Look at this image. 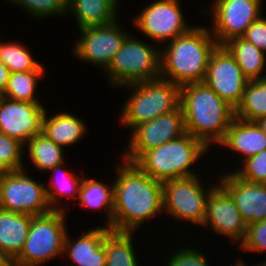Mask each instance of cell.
Returning a JSON list of instances; mask_svg holds the SVG:
<instances>
[{
  "label": "cell",
  "mask_w": 266,
  "mask_h": 266,
  "mask_svg": "<svg viewBox=\"0 0 266 266\" xmlns=\"http://www.w3.org/2000/svg\"><path fill=\"white\" fill-rule=\"evenodd\" d=\"M86 125L87 124H84L83 120L74 114L60 112L48 117L45 110L42 119L41 133L55 144L66 148L80 142L87 133Z\"/></svg>",
  "instance_id": "cell-21"
},
{
  "label": "cell",
  "mask_w": 266,
  "mask_h": 266,
  "mask_svg": "<svg viewBox=\"0 0 266 266\" xmlns=\"http://www.w3.org/2000/svg\"><path fill=\"white\" fill-rule=\"evenodd\" d=\"M256 125L266 133V117H260L254 121Z\"/></svg>",
  "instance_id": "cell-38"
},
{
  "label": "cell",
  "mask_w": 266,
  "mask_h": 266,
  "mask_svg": "<svg viewBox=\"0 0 266 266\" xmlns=\"http://www.w3.org/2000/svg\"><path fill=\"white\" fill-rule=\"evenodd\" d=\"M186 133L181 105L171 112L134 127L129 135L128 149L122 154L124 161L134 163L145 151L176 139Z\"/></svg>",
  "instance_id": "cell-11"
},
{
  "label": "cell",
  "mask_w": 266,
  "mask_h": 266,
  "mask_svg": "<svg viewBox=\"0 0 266 266\" xmlns=\"http://www.w3.org/2000/svg\"><path fill=\"white\" fill-rule=\"evenodd\" d=\"M254 266H266V261L255 263Z\"/></svg>",
  "instance_id": "cell-40"
},
{
  "label": "cell",
  "mask_w": 266,
  "mask_h": 266,
  "mask_svg": "<svg viewBox=\"0 0 266 266\" xmlns=\"http://www.w3.org/2000/svg\"><path fill=\"white\" fill-rule=\"evenodd\" d=\"M45 110L42 103L4 98L0 106V133L25 145L32 137L41 133Z\"/></svg>",
  "instance_id": "cell-16"
},
{
  "label": "cell",
  "mask_w": 266,
  "mask_h": 266,
  "mask_svg": "<svg viewBox=\"0 0 266 266\" xmlns=\"http://www.w3.org/2000/svg\"><path fill=\"white\" fill-rule=\"evenodd\" d=\"M123 87L132 91L119 117V122L127 128L133 129L180 106L181 86L161 77Z\"/></svg>",
  "instance_id": "cell-5"
},
{
  "label": "cell",
  "mask_w": 266,
  "mask_h": 266,
  "mask_svg": "<svg viewBox=\"0 0 266 266\" xmlns=\"http://www.w3.org/2000/svg\"><path fill=\"white\" fill-rule=\"evenodd\" d=\"M170 257L167 259L166 266H209L207 256L202 254L199 249L191 247H181L175 250Z\"/></svg>",
  "instance_id": "cell-35"
},
{
  "label": "cell",
  "mask_w": 266,
  "mask_h": 266,
  "mask_svg": "<svg viewBox=\"0 0 266 266\" xmlns=\"http://www.w3.org/2000/svg\"><path fill=\"white\" fill-rule=\"evenodd\" d=\"M4 98H5L4 92L0 91V106Z\"/></svg>",
  "instance_id": "cell-41"
},
{
  "label": "cell",
  "mask_w": 266,
  "mask_h": 266,
  "mask_svg": "<svg viewBox=\"0 0 266 266\" xmlns=\"http://www.w3.org/2000/svg\"><path fill=\"white\" fill-rule=\"evenodd\" d=\"M233 172L241 179L251 183L266 184V149L246 159Z\"/></svg>",
  "instance_id": "cell-33"
},
{
  "label": "cell",
  "mask_w": 266,
  "mask_h": 266,
  "mask_svg": "<svg viewBox=\"0 0 266 266\" xmlns=\"http://www.w3.org/2000/svg\"><path fill=\"white\" fill-rule=\"evenodd\" d=\"M77 203L87 209H104L107 217V227L113 231L114 183L110 186L92 178L82 179Z\"/></svg>",
  "instance_id": "cell-24"
},
{
  "label": "cell",
  "mask_w": 266,
  "mask_h": 266,
  "mask_svg": "<svg viewBox=\"0 0 266 266\" xmlns=\"http://www.w3.org/2000/svg\"><path fill=\"white\" fill-rule=\"evenodd\" d=\"M179 0H155L144 7L133 22L135 27L148 38L158 42L172 41L176 37L188 32L192 27L188 25L182 14Z\"/></svg>",
  "instance_id": "cell-13"
},
{
  "label": "cell",
  "mask_w": 266,
  "mask_h": 266,
  "mask_svg": "<svg viewBox=\"0 0 266 266\" xmlns=\"http://www.w3.org/2000/svg\"><path fill=\"white\" fill-rule=\"evenodd\" d=\"M186 132L201 140L209 149L219 144L235 117V109L204 82L181 86V100Z\"/></svg>",
  "instance_id": "cell-3"
},
{
  "label": "cell",
  "mask_w": 266,
  "mask_h": 266,
  "mask_svg": "<svg viewBox=\"0 0 266 266\" xmlns=\"http://www.w3.org/2000/svg\"><path fill=\"white\" fill-rule=\"evenodd\" d=\"M261 4L262 0H213L212 12L203 14L212 16L210 30L217 44L242 37L253 21L262 16Z\"/></svg>",
  "instance_id": "cell-10"
},
{
  "label": "cell",
  "mask_w": 266,
  "mask_h": 266,
  "mask_svg": "<svg viewBox=\"0 0 266 266\" xmlns=\"http://www.w3.org/2000/svg\"><path fill=\"white\" fill-rule=\"evenodd\" d=\"M210 150L186 132L182 136L145 151L134 164L158 181L196 176L191 166ZM193 170H191V169Z\"/></svg>",
  "instance_id": "cell-4"
},
{
  "label": "cell",
  "mask_w": 266,
  "mask_h": 266,
  "mask_svg": "<svg viewBox=\"0 0 266 266\" xmlns=\"http://www.w3.org/2000/svg\"><path fill=\"white\" fill-rule=\"evenodd\" d=\"M219 178L218 183L230 194L246 225L266 220V184L243 180L232 170Z\"/></svg>",
  "instance_id": "cell-17"
},
{
  "label": "cell",
  "mask_w": 266,
  "mask_h": 266,
  "mask_svg": "<svg viewBox=\"0 0 266 266\" xmlns=\"http://www.w3.org/2000/svg\"><path fill=\"white\" fill-rule=\"evenodd\" d=\"M25 147L28 150L32 165L38 171L48 172L57 165L65 162V149L55 144L52 140L48 139L43 133L37 134L32 137Z\"/></svg>",
  "instance_id": "cell-26"
},
{
  "label": "cell",
  "mask_w": 266,
  "mask_h": 266,
  "mask_svg": "<svg viewBox=\"0 0 266 266\" xmlns=\"http://www.w3.org/2000/svg\"><path fill=\"white\" fill-rule=\"evenodd\" d=\"M192 28L160 46V77L179 86L203 82L208 62L218 45L210 28ZM167 46V47H166Z\"/></svg>",
  "instance_id": "cell-2"
},
{
  "label": "cell",
  "mask_w": 266,
  "mask_h": 266,
  "mask_svg": "<svg viewBox=\"0 0 266 266\" xmlns=\"http://www.w3.org/2000/svg\"><path fill=\"white\" fill-rule=\"evenodd\" d=\"M233 266H247V265H245V262H243L242 258L240 259L238 258V261Z\"/></svg>",
  "instance_id": "cell-39"
},
{
  "label": "cell",
  "mask_w": 266,
  "mask_h": 266,
  "mask_svg": "<svg viewBox=\"0 0 266 266\" xmlns=\"http://www.w3.org/2000/svg\"><path fill=\"white\" fill-rule=\"evenodd\" d=\"M4 263H5V262H2V261L0 260V266H2Z\"/></svg>",
  "instance_id": "cell-43"
},
{
  "label": "cell",
  "mask_w": 266,
  "mask_h": 266,
  "mask_svg": "<svg viewBox=\"0 0 266 266\" xmlns=\"http://www.w3.org/2000/svg\"><path fill=\"white\" fill-rule=\"evenodd\" d=\"M10 71L0 60V91L4 92L9 79Z\"/></svg>",
  "instance_id": "cell-37"
},
{
  "label": "cell",
  "mask_w": 266,
  "mask_h": 266,
  "mask_svg": "<svg viewBox=\"0 0 266 266\" xmlns=\"http://www.w3.org/2000/svg\"><path fill=\"white\" fill-rule=\"evenodd\" d=\"M119 1L68 0V12L76 18L78 28L106 25L118 18Z\"/></svg>",
  "instance_id": "cell-22"
},
{
  "label": "cell",
  "mask_w": 266,
  "mask_h": 266,
  "mask_svg": "<svg viewBox=\"0 0 266 266\" xmlns=\"http://www.w3.org/2000/svg\"><path fill=\"white\" fill-rule=\"evenodd\" d=\"M44 70L12 72L4 91L5 98L30 103H41L36 94L38 80L42 79Z\"/></svg>",
  "instance_id": "cell-29"
},
{
  "label": "cell",
  "mask_w": 266,
  "mask_h": 266,
  "mask_svg": "<svg viewBox=\"0 0 266 266\" xmlns=\"http://www.w3.org/2000/svg\"><path fill=\"white\" fill-rule=\"evenodd\" d=\"M25 145L19 140L0 133V172L25 169Z\"/></svg>",
  "instance_id": "cell-31"
},
{
  "label": "cell",
  "mask_w": 266,
  "mask_h": 266,
  "mask_svg": "<svg viewBox=\"0 0 266 266\" xmlns=\"http://www.w3.org/2000/svg\"><path fill=\"white\" fill-rule=\"evenodd\" d=\"M235 117L249 122L266 117V78L248 81Z\"/></svg>",
  "instance_id": "cell-27"
},
{
  "label": "cell",
  "mask_w": 266,
  "mask_h": 266,
  "mask_svg": "<svg viewBox=\"0 0 266 266\" xmlns=\"http://www.w3.org/2000/svg\"><path fill=\"white\" fill-rule=\"evenodd\" d=\"M67 211L51 210L32 217L27 238L14 266H41L64 255Z\"/></svg>",
  "instance_id": "cell-6"
},
{
  "label": "cell",
  "mask_w": 266,
  "mask_h": 266,
  "mask_svg": "<svg viewBox=\"0 0 266 266\" xmlns=\"http://www.w3.org/2000/svg\"><path fill=\"white\" fill-rule=\"evenodd\" d=\"M9 3L20 6L36 19L51 16H64L68 13V0H8Z\"/></svg>",
  "instance_id": "cell-32"
},
{
  "label": "cell",
  "mask_w": 266,
  "mask_h": 266,
  "mask_svg": "<svg viewBox=\"0 0 266 266\" xmlns=\"http://www.w3.org/2000/svg\"><path fill=\"white\" fill-rule=\"evenodd\" d=\"M244 251L265 252L266 250V220L247 225L244 240L239 244Z\"/></svg>",
  "instance_id": "cell-34"
},
{
  "label": "cell",
  "mask_w": 266,
  "mask_h": 266,
  "mask_svg": "<svg viewBox=\"0 0 266 266\" xmlns=\"http://www.w3.org/2000/svg\"><path fill=\"white\" fill-rule=\"evenodd\" d=\"M134 233L111 231L104 239L106 266H138ZM135 251V252H134Z\"/></svg>",
  "instance_id": "cell-28"
},
{
  "label": "cell",
  "mask_w": 266,
  "mask_h": 266,
  "mask_svg": "<svg viewBox=\"0 0 266 266\" xmlns=\"http://www.w3.org/2000/svg\"><path fill=\"white\" fill-rule=\"evenodd\" d=\"M206 225H209L215 234L229 237L235 245L241 243L246 235L247 225L240 211L230 194L219 183L207 197L202 227L205 228Z\"/></svg>",
  "instance_id": "cell-15"
},
{
  "label": "cell",
  "mask_w": 266,
  "mask_h": 266,
  "mask_svg": "<svg viewBox=\"0 0 266 266\" xmlns=\"http://www.w3.org/2000/svg\"><path fill=\"white\" fill-rule=\"evenodd\" d=\"M230 151L238 153L241 161L253 157L266 149V133L255 122L244 121L234 117L226 132L225 138L219 143Z\"/></svg>",
  "instance_id": "cell-19"
},
{
  "label": "cell",
  "mask_w": 266,
  "mask_h": 266,
  "mask_svg": "<svg viewBox=\"0 0 266 266\" xmlns=\"http://www.w3.org/2000/svg\"><path fill=\"white\" fill-rule=\"evenodd\" d=\"M201 182L203 181L199 175L163 181L164 211L180 222L189 221L202 226L206 215L207 197L218 182L210 185L208 189Z\"/></svg>",
  "instance_id": "cell-8"
},
{
  "label": "cell",
  "mask_w": 266,
  "mask_h": 266,
  "mask_svg": "<svg viewBox=\"0 0 266 266\" xmlns=\"http://www.w3.org/2000/svg\"><path fill=\"white\" fill-rule=\"evenodd\" d=\"M30 177L25 169L0 172L1 209L31 216L52 210L47 201L45 184Z\"/></svg>",
  "instance_id": "cell-9"
},
{
  "label": "cell",
  "mask_w": 266,
  "mask_h": 266,
  "mask_svg": "<svg viewBox=\"0 0 266 266\" xmlns=\"http://www.w3.org/2000/svg\"><path fill=\"white\" fill-rule=\"evenodd\" d=\"M248 81L228 49L224 45H217L210 56L203 82L236 109L242 101Z\"/></svg>",
  "instance_id": "cell-14"
},
{
  "label": "cell",
  "mask_w": 266,
  "mask_h": 266,
  "mask_svg": "<svg viewBox=\"0 0 266 266\" xmlns=\"http://www.w3.org/2000/svg\"><path fill=\"white\" fill-rule=\"evenodd\" d=\"M66 162L52 168L48 172H51L56 178L49 181V187L45 188L47 201L52 210L66 211V207L59 206L65 197L66 199L78 198L79 188L83 179V176H76L69 170H64ZM61 171V174L59 173ZM59 173V175H57ZM58 176V177H57Z\"/></svg>",
  "instance_id": "cell-25"
},
{
  "label": "cell",
  "mask_w": 266,
  "mask_h": 266,
  "mask_svg": "<svg viewBox=\"0 0 266 266\" xmlns=\"http://www.w3.org/2000/svg\"><path fill=\"white\" fill-rule=\"evenodd\" d=\"M0 60L7 66L10 73L45 70L42 63L34 59L28 47L22 45L21 42H1Z\"/></svg>",
  "instance_id": "cell-30"
},
{
  "label": "cell",
  "mask_w": 266,
  "mask_h": 266,
  "mask_svg": "<svg viewBox=\"0 0 266 266\" xmlns=\"http://www.w3.org/2000/svg\"><path fill=\"white\" fill-rule=\"evenodd\" d=\"M2 266H14L11 263H4Z\"/></svg>",
  "instance_id": "cell-42"
},
{
  "label": "cell",
  "mask_w": 266,
  "mask_h": 266,
  "mask_svg": "<svg viewBox=\"0 0 266 266\" xmlns=\"http://www.w3.org/2000/svg\"><path fill=\"white\" fill-rule=\"evenodd\" d=\"M118 19L106 25L79 28L81 36L75 40L73 54L104 71L130 34L122 29Z\"/></svg>",
  "instance_id": "cell-12"
},
{
  "label": "cell",
  "mask_w": 266,
  "mask_h": 266,
  "mask_svg": "<svg viewBox=\"0 0 266 266\" xmlns=\"http://www.w3.org/2000/svg\"><path fill=\"white\" fill-rule=\"evenodd\" d=\"M31 215L7 211L0 208V260L12 263L22 251Z\"/></svg>",
  "instance_id": "cell-20"
},
{
  "label": "cell",
  "mask_w": 266,
  "mask_h": 266,
  "mask_svg": "<svg viewBox=\"0 0 266 266\" xmlns=\"http://www.w3.org/2000/svg\"><path fill=\"white\" fill-rule=\"evenodd\" d=\"M249 80L266 78L262 73L266 70V54L254 44L242 37L229 40L224 44Z\"/></svg>",
  "instance_id": "cell-23"
},
{
  "label": "cell",
  "mask_w": 266,
  "mask_h": 266,
  "mask_svg": "<svg viewBox=\"0 0 266 266\" xmlns=\"http://www.w3.org/2000/svg\"><path fill=\"white\" fill-rule=\"evenodd\" d=\"M266 54V18L261 16L247 28L242 36Z\"/></svg>",
  "instance_id": "cell-36"
},
{
  "label": "cell",
  "mask_w": 266,
  "mask_h": 266,
  "mask_svg": "<svg viewBox=\"0 0 266 266\" xmlns=\"http://www.w3.org/2000/svg\"><path fill=\"white\" fill-rule=\"evenodd\" d=\"M117 164L114 183L113 231L134 233L163 209L162 182L134 163Z\"/></svg>",
  "instance_id": "cell-1"
},
{
  "label": "cell",
  "mask_w": 266,
  "mask_h": 266,
  "mask_svg": "<svg viewBox=\"0 0 266 266\" xmlns=\"http://www.w3.org/2000/svg\"><path fill=\"white\" fill-rule=\"evenodd\" d=\"M88 231H83L72 242L71 236L67 233L64 241V254L68 255L74 266H106L104 239L112 230L105 225Z\"/></svg>",
  "instance_id": "cell-18"
},
{
  "label": "cell",
  "mask_w": 266,
  "mask_h": 266,
  "mask_svg": "<svg viewBox=\"0 0 266 266\" xmlns=\"http://www.w3.org/2000/svg\"><path fill=\"white\" fill-rule=\"evenodd\" d=\"M112 87L160 77V47L148 45L129 34L104 70Z\"/></svg>",
  "instance_id": "cell-7"
}]
</instances>
